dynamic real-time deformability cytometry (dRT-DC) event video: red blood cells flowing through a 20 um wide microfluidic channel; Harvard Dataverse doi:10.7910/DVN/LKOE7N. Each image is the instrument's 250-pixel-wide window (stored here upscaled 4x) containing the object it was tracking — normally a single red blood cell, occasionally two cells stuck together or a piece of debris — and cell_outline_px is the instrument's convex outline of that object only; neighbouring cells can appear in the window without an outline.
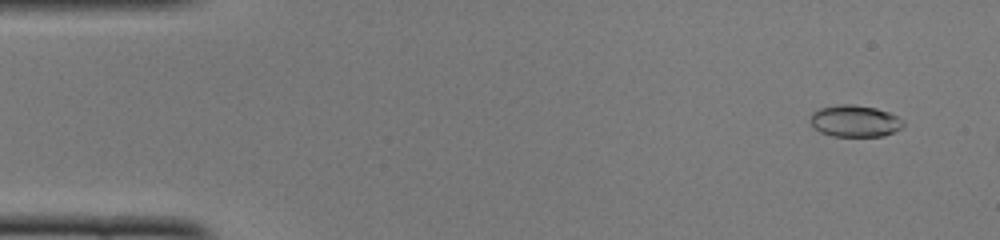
{"species": "common noctule bat (a hibernating species)", "species_latin": "Nyctalus noctula", "temperature_condition": "cold", "stored_images_in_passage": 10, "camera_frame_rate_fps": 3000, "um_per_image_px": 0.085, "animal": {"sex": "female", "body_mass_g": 22.0, "forearm_length_mm": 56.7}, "frame": {"image": 1, "passage_image": 4, "time_ms": 1.0, "image_size_px": [1000, 240], "cell_outline_px": [[904, 124], [900, 128], [884, 136], [832, 136], [820, 132], [808, 120], [812, 112], [820, 108], [840, 104], [852, 104], [876, 108], [888, 112], [904, 120]], "centroid_in_image_um": [72.64, 10.28], "position_along_channel_um": 12.4, "area_um2": 17.17}}